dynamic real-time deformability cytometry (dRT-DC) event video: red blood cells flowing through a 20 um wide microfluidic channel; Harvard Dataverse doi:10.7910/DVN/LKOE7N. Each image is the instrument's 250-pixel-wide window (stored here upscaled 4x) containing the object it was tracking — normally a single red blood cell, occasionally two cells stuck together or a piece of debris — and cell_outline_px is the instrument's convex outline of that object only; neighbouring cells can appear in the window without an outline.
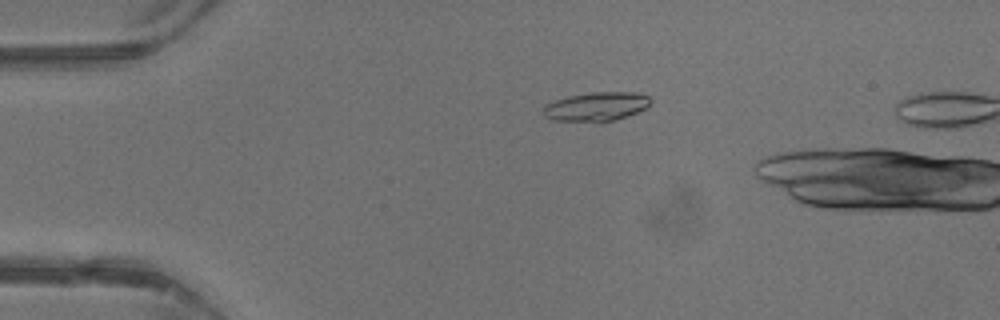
{"species": "common noctule bat (a hibernating species)", "species_latin": "Nyctalus noctula", "temperature_condition": "warm", "stored_images_in_passage": 13, "camera_frame_rate_fps": 3000, "um_per_image_px": 0.085, "animal": {"sex": "male", "body_mass_g": 13.3}, "frame": {"image": 1, "passage_image": 10, "time_ms": 3.0, "image_size_px": [1000, 320], "cell_outline_px": [[652, 100], [644, 108], [636, 112], [600, 124], [552, 120], [544, 116], [544, 104], [568, 96], [592, 92], [636, 92], [648, 96]], "centroid_in_image_um": [50.63, 9.08], "position_along_channel_um": 34.4, "area_um2": 18.32}}